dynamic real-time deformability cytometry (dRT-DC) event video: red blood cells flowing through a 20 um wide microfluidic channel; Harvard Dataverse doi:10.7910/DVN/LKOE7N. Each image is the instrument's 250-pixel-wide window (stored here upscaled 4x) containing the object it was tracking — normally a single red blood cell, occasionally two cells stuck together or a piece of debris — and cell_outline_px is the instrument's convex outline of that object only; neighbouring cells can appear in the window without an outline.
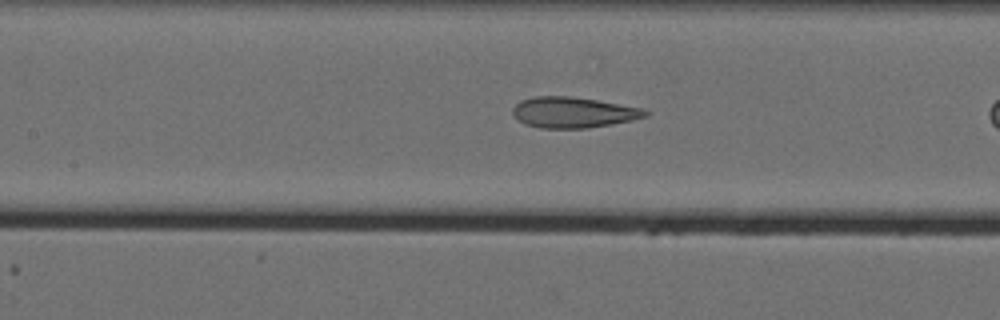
{"species": "Egyptian fruit bat (a non-hibernating species)", "species_latin": "Rousettus aegyptiacus", "temperature_condition": "cold", "stored_images_in_passage": 41, "camera_frame_rate_fps": 3000, "um_per_image_px": 0.085, "animal": {"sex": "female"}, "frame": {"image": 1, "passage_image": 30, "time_ms": 9.667, "image_size_px": [1000, 320], "cell_outline_px": [[648, 116], [632, 120], [612, 124], [588, 128], [540, 128], [524, 124], [516, 120], [512, 112], [512, 108], [520, 100], [536, 96], [568, 96], [596, 100], [644, 108], [648, 112]], "centroid_in_image_um": [48.7, 9.56], "position_along_channel_um": 158.7, "area_um2": 23.87}}